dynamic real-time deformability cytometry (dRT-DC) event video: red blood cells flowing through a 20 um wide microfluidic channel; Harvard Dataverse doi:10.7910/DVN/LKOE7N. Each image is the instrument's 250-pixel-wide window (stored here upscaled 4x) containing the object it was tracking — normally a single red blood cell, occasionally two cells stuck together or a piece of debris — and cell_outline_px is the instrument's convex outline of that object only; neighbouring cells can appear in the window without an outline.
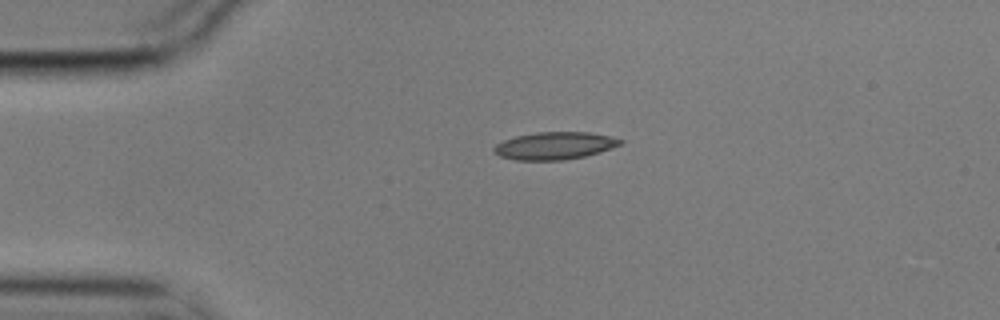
{"species": "common noctule bat (a hibernating species)", "species_latin": "Nyctalus noctula", "temperature_condition": "cold", "stored_images_in_passage": 2, "camera_frame_rate_fps": 3000, "um_per_image_px": 0.085, "animal": {"sex": "male", "body_mass_g": 17.9}, "frame": {"image": 1, "passage_image": 1, "time_ms": 0.0, "image_size_px": [1000, 320], "cell_outline_px": [[624, 140], [620, 144], [612, 148], [600, 152], [584, 156], [564, 160], [516, 160], [500, 156], [492, 152], [492, 148], [496, 144], [504, 140], [516, 136], [536, 132], [588, 132], [612, 136]], "centroid_in_image_um": [47.13, 12.38], "position_along_channel_um": 37.9, "area_um2": 20.29}}